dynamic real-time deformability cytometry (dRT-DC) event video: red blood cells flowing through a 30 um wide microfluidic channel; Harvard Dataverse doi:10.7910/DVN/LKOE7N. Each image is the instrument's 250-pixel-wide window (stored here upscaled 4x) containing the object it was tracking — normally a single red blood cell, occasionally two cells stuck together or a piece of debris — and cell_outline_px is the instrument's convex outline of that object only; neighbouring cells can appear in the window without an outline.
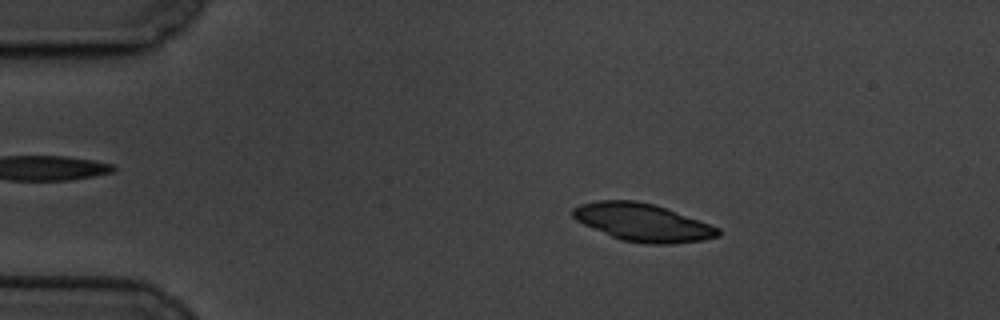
{"species": "common noctule bat (a hibernating species)", "species_latin": "Nyctalus noctula", "temperature_condition": "cold", "stored_images_in_passage": 58, "camera_frame_rate_fps": 3000, "um_per_image_px": 0.085, "animal": {"sex": "male", "body_mass_g": 19.5, "forearm_length_mm": 54.6}, "frame": {"image": 1, "passage_image": 10, "time_ms": 3.0, "image_size_px": [1000, 320], "cell_outline_px": [[720, 236], [704, 240], [672, 244], [644, 244], [620, 240], [584, 224], [576, 220], [572, 216], [572, 208], [580, 204], [596, 200], [636, 200], [656, 204], [720, 228]], "centroid_in_image_um": [54.63, 18.9], "position_along_channel_um": 30.4, "area_um2": 32.14}}